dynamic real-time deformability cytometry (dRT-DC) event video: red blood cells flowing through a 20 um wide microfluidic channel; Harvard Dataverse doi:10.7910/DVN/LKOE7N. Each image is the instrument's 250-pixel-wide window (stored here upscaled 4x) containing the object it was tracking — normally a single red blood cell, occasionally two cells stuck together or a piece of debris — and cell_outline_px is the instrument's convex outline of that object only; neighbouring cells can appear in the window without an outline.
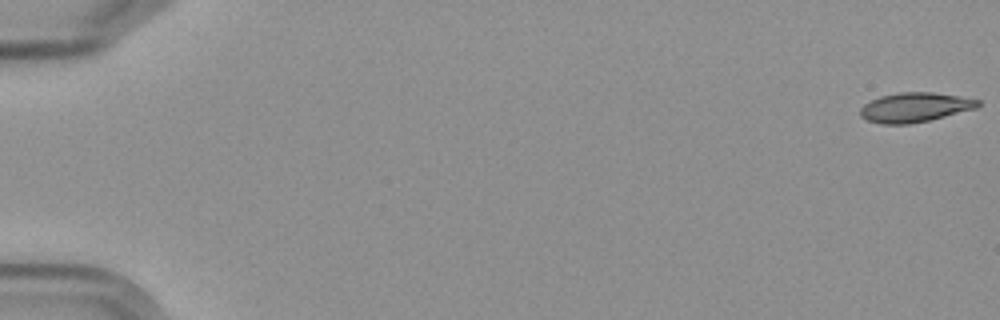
{"species": "Egyptian fruit bat (a non-hibernating species)", "species_latin": "Rousettus aegyptiacus", "temperature_condition": "cold", "stored_images_in_passage": 6, "camera_frame_rate_fps": 3000, "um_per_image_px": 0.085, "frame": {"image": 1, "passage_image": 1, "time_ms": 0.0, "image_size_px": [1000, 320], "cell_outline_px": [[980, 104], [976, 108], [928, 120], [908, 124], [880, 124], [868, 120], [860, 116], [860, 108], [864, 104], [880, 96], [900, 92], [932, 92], [960, 96], [980, 100]], "centroid_in_image_um": [77.74, 9.12], "position_along_channel_um": 7.3, "area_um2": 20.06}}
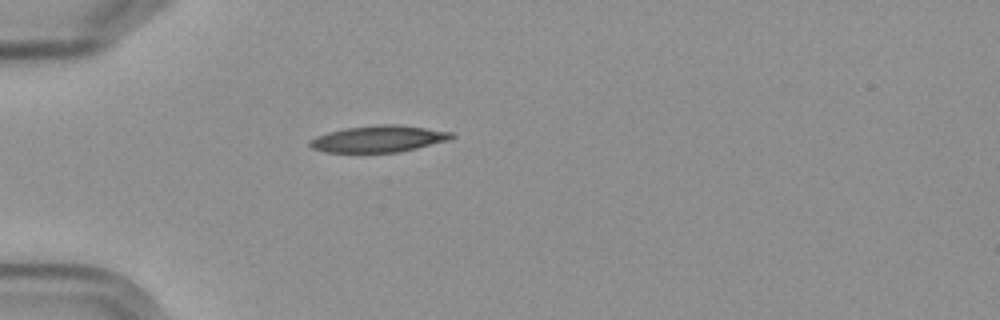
{"frame": {"image": 2, "passage_image": 5, "time_ms": 5.667, "image_size_px": [1000, 320], "cell_outline_px": [[456, 136], [448, 140], [400, 152], [324, 152], [312, 148], [308, 144], [308, 140], [316, 136], [328, 132], [344, 128], [380, 124], [396, 124], [452, 132]], "centroid_in_image_um": [32.14, 11.8], "position_along_channel_um": 52.9, "area_um2": 21.91}}